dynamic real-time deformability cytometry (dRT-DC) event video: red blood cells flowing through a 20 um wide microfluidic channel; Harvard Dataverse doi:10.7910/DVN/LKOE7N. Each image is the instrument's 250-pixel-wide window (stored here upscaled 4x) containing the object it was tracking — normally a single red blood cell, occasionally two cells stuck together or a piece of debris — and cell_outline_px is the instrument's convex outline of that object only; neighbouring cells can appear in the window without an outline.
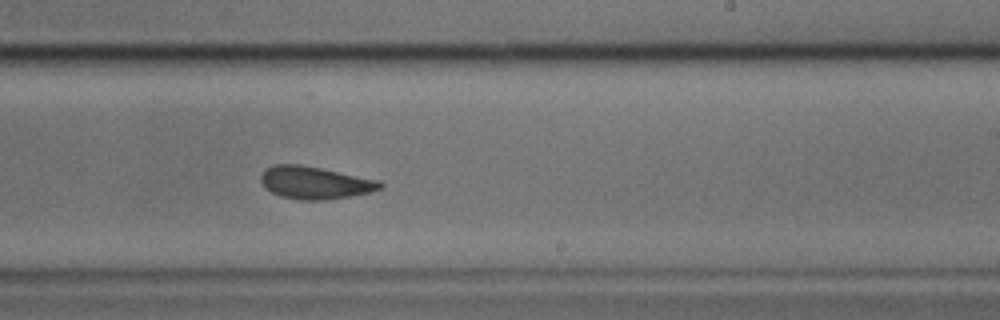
{"species": "common noctule bat (a hibernating species)", "species_latin": "Nyctalus noctula", "temperature_condition": "cold", "stored_images_in_passage": 35, "camera_frame_rate_fps": 3000, "um_per_image_px": 0.085, "animal": {"sex": "male", "body_mass_g": 17.9, "forearm_length_mm": 54.2}, "frame": {"image": 1, "passage_image": 18, "time_ms": 5.667, "image_size_px": [1000, 320], "cell_outline_px": [[384, 188], [372, 192], [324, 200], [300, 200], [280, 196], [272, 192], [260, 180], [260, 176], [268, 168], [276, 164], [300, 164], [380, 180], [384, 184]], "centroid_in_image_um": [26.82, 15.53], "position_along_channel_um": 262.2, "area_um2": 22.43}}
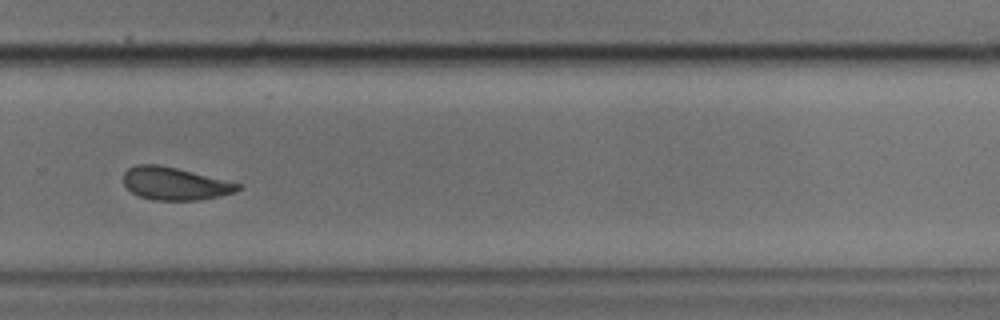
{"frame": {"image": 2, "passage_image": 22, "time_ms": 7.0, "image_size_px": [1000, 320], "cell_outline_px": [[244, 188], [236, 192], [220, 196], [200, 200], [152, 200], [140, 196], [132, 192], [124, 184], [124, 172], [128, 168], [136, 164], [156, 164], [176, 168], [240, 184]], "centroid_in_image_um": [14.86, 15.61], "position_along_channel_um": 314.9, "area_um2": 21.68}}